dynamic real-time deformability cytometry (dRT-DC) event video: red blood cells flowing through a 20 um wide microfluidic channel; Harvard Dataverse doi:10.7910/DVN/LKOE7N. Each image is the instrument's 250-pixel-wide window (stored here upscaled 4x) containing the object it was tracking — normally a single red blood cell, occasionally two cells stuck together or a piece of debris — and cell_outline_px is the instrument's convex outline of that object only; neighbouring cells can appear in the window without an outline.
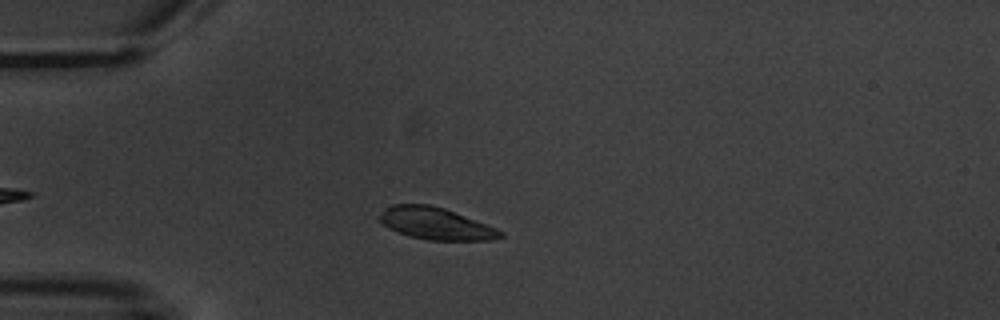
{"species": "common noctule bat (a hibernating species)", "species_latin": "Nyctalus noctula", "temperature_condition": "warm", "stored_images_in_passage": 4, "camera_frame_rate_fps": 3000, "um_per_image_px": 0.085, "animal": {"sex": "male", "body_mass_g": 20.1, "forearm_length_mm": 53.5}, "frame": {"image": 1, "passage_image": 3, "time_ms": 2.333, "image_size_px": [1000, 320], "cell_outline_px": [[504, 236], [492, 240], [428, 240], [408, 236], [384, 224], [380, 220], [380, 216], [392, 204], [428, 204], [444, 208], [488, 224], [504, 232]], "centroid_in_image_um": [37.12, 19.01], "position_along_channel_um": 47.9, "area_um2": 22.2}}